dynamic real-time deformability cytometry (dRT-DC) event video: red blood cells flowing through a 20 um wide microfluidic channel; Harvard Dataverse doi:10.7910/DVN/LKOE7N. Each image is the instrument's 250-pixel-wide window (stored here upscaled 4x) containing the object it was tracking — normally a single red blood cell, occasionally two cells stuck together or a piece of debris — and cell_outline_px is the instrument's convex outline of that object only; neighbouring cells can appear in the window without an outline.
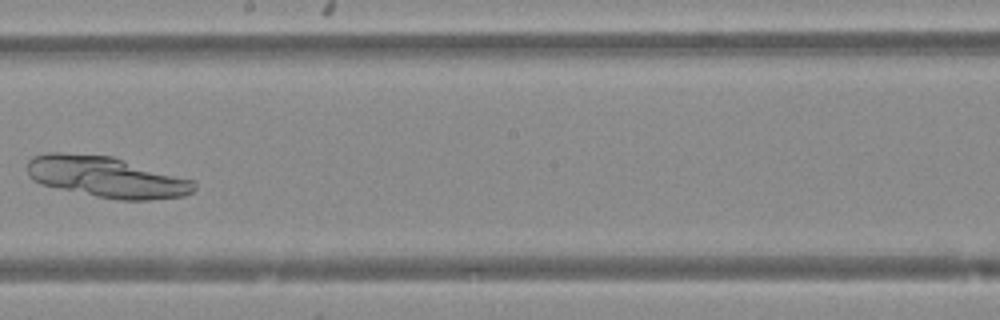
{"species": "Egyptian fruit bat (a non-hibernating species)", "species_latin": "Rousettus aegyptiacus", "temperature_condition": "warm", "stored_images_in_passage": 6, "camera_frame_rate_fps": 3000, "um_per_image_px": 0.085, "animal": {"sex": "female"}, "frame": {"image": 1, "passage_image": 6, "time_ms": 1.667, "image_size_px": [1000, 320], "cell_outline_px": [[196, 188], [192, 192], [184, 196], [148, 200], [116, 200], [96, 196], [40, 184], [32, 180], [28, 176], [28, 160], [32, 156], [48, 152], [60, 152], [112, 156], [196, 180]], "centroid_in_image_um": [9.07, 15.04], "position_along_channel_um": 239.1, "area_um2": 40.23}}